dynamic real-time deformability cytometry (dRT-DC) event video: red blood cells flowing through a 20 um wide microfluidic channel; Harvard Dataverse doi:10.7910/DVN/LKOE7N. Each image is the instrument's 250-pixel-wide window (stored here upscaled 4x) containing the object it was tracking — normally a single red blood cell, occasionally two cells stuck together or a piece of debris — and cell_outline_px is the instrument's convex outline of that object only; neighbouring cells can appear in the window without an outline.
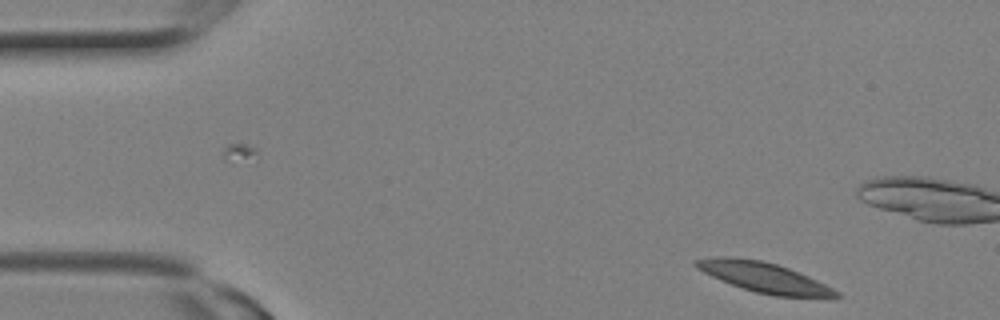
{"species": "Egyptian fruit bat (a non-hibernating species)", "species_latin": "Rousettus aegyptiacus", "temperature_condition": "room temperature", "stored_images_in_passage": 3, "camera_frame_rate_fps": 3000, "um_per_image_px": 0.085, "animal": {"sex": "female"}, "frame": {"image": 1, "passage_image": 3, "time_ms": 0.667, "image_size_px": [1000, 320], "cell_outline_px": [[840, 296], [772, 296], [756, 292], [732, 284], [712, 276], [696, 268], [692, 264], [692, 260], [712, 256], [732, 256], [764, 260], [788, 268], [808, 276], [840, 292]], "centroid_in_image_um": [64.83, 23.53], "position_along_channel_um": 20.2, "area_um2": 24.28}}